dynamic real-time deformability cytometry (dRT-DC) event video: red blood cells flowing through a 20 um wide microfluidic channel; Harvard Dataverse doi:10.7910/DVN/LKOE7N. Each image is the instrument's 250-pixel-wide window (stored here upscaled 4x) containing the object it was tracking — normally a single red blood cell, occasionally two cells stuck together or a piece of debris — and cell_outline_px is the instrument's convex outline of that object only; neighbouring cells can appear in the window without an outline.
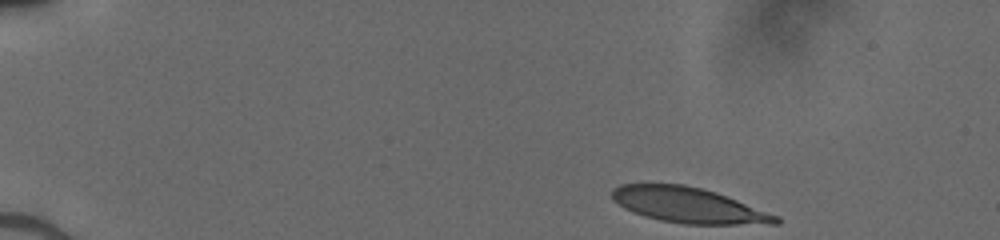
{"species": "human", "species_latin": "Homo sapiens", "temperature_condition": "cold", "stored_images_in_passage": 44, "camera_frame_rate_fps": 3000, "um_per_image_px": 0.085, "donor": {"sex": "male"}, "frame": {"image": 1, "passage_image": 1, "time_ms": 0.0, "image_size_px": [1000, 240], "cell_outline_px": [[780, 224], [684, 224], [660, 220], [644, 216], [632, 212], [624, 208], [612, 200], [612, 188], [620, 184], [684, 184], [716, 192], [780, 216]], "centroid_in_image_um": [58.51, 17.44], "position_along_channel_um": 26.5, "area_um2": 33.81}}
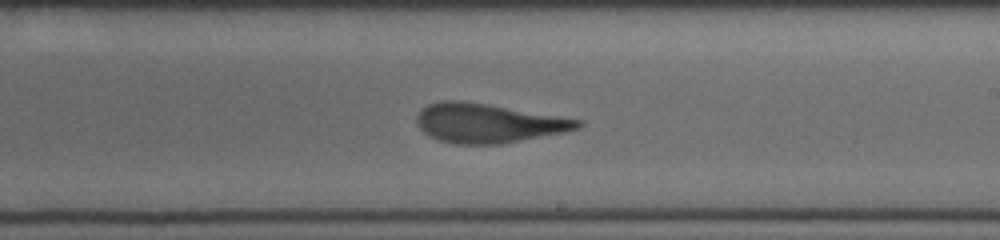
{"frame": {"image": 2, "passage_image": 25, "time_ms": 8.0, "image_size_px": [1000, 240], "cell_outline_px": [[584, 124], [580, 128], [564, 132], [500, 144], [456, 144], [440, 140], [428, 136], [416, 124], [416, 116], [428, 104], [444, 100], [460, 100], [584, 120]], "centroid_in_image_um": [41.49, 10.47], "position_along_channel_um": 247.5, "area_um2": 36.47}}
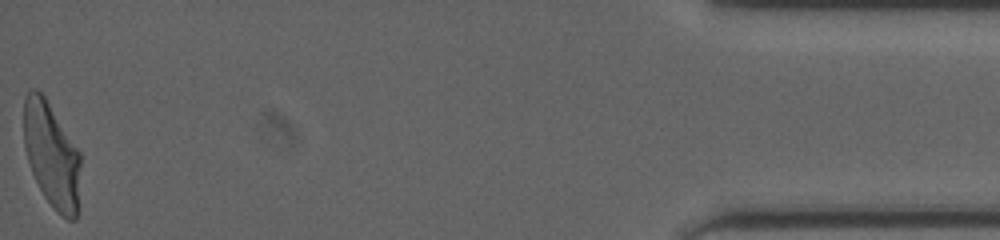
{"frame": {"image": 3, "passage_image": 44, "time_ms": 14.333, "image_size_px": [1000, 240], "cell_outline_px": [[80, 208], [76, 220], [68, 220], [56, 212], [52, 208], [44, 196], [32, 172], [24, 148], [24, 96], [32, 88], [36, 88], [44, 96], [80, 152]], "centroid_in_image_um": [4.41, 13.25], "position_along_channel_um": 430.8, "area_um2": 35.14}}